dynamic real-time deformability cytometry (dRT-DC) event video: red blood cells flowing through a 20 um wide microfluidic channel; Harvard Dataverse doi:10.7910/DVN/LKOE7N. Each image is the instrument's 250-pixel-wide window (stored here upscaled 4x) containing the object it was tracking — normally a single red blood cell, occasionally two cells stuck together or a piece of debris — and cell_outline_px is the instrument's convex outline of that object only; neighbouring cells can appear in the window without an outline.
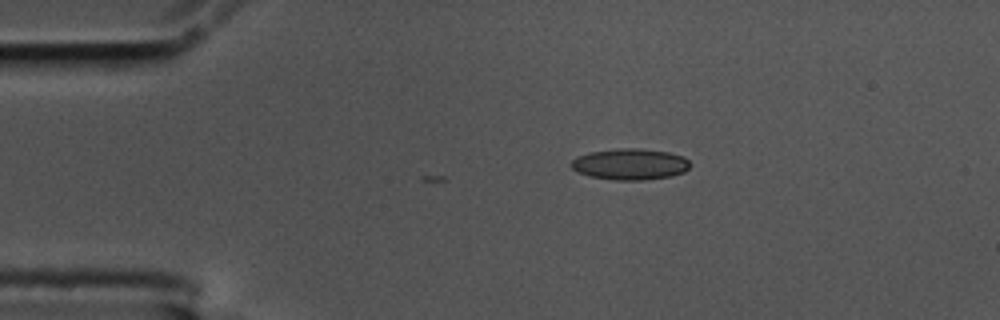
{"species": "common noctule bat (a hibernating species)", "species_latin": "Nyctalus noctula", "temperature_condition": "cold", "stored_images_in_passage": 2, "camera_frame_rate_fps": 3000, "um_per_image_px": 0.085, "animal": {"sex": "male", "body_mass_g": 17.5, "forearm_length_mm": 52.3}, "frame": {"image": 1, "passage_image": 2, "time_ms": 0.333, "image_size_px": [1000, 320], "cell_outline_px": [[692, 164], [684, 172], [672, 176], [644, 180], [612, 180], [588, 176], [576, 172], [568, 164], [576, 156], [588, 152], [616, 148], [640, 148], [668, 152], [684, 156]], "centroid_in_image_um": [53.52, 13.95], "position_along_channel_um": 31.5, "area_um2": 22.08}}